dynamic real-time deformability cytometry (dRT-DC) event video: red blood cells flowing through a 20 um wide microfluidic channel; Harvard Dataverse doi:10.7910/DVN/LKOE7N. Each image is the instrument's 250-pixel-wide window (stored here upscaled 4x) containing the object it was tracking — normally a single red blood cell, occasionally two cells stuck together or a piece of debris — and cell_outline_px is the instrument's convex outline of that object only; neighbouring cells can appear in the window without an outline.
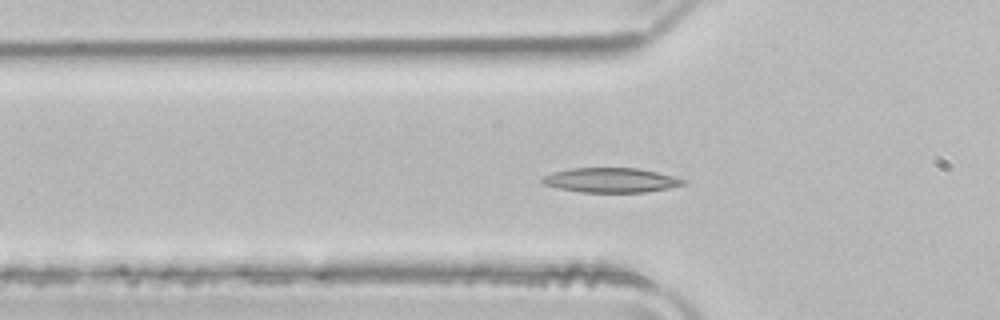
{"species": "common noctule bat (a hibernating species)", "species_latin": "Nyctalus noctula", "temperature_condition": "room temperature", "stored_images_in_passage": 52, "camera_frame_rate_fps": 3000, "um_per_image_px": 0.085, "animal": {"sex": "male", "body_mass_g": 21.5, "forearm_length_mm": 52.0}, "frame": {"image": 1, "passage_image": 16, "time_ms": 5.0, "image_size_px": [1000, 320], "cell_outline_px": [[688, 184], [648, 192], [580, 192], [560, 188], [544, 184], [540, 180], [544, 176], [552, 172], [572, 168], [636, 168], [656, 172], [688, 180]], "centroid_in_image_um": [51.96, 15.31], "position_along_channel_um": 73.8, "area_um2": 20.17}}
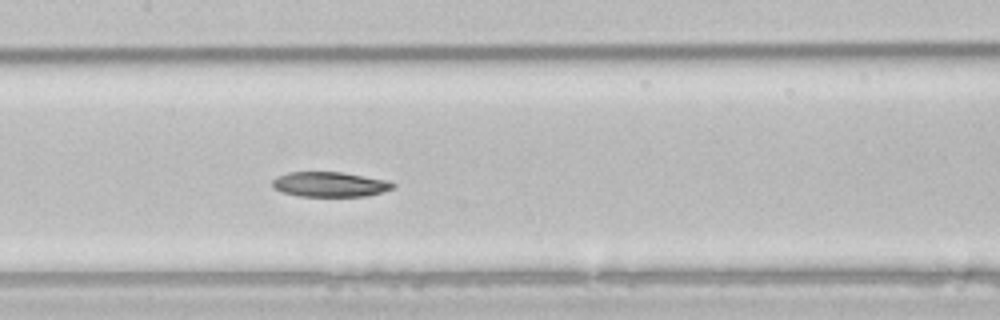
{"frame": {"image": 2, "passage_image": 24, "time_ms": 7.667, "image_size_px": [1000, 320], "cell_outline_px": [[396, 188], [384, 192], [368, 196], [300, 196], [284, 192], [272, 188], [272, 180], [288, 172], [340, 172], [392, 180], [396, 184]], "centroid_in_image_um": [28.14, 15.67], "position_along_channel_um": 179.3, "area_um2": 17.74}}
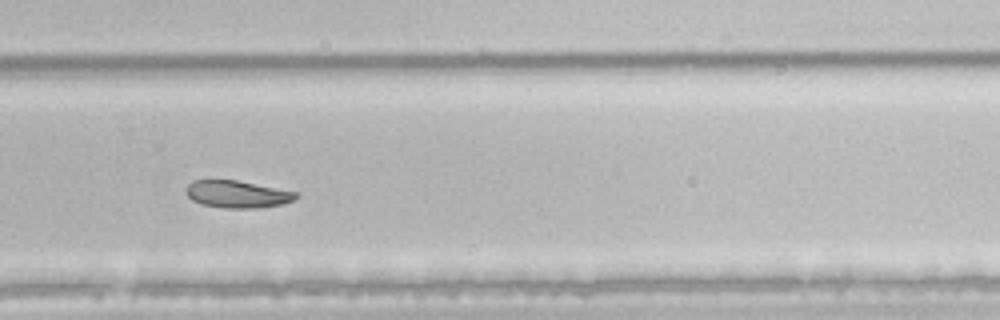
{"frame": {"image": 3, "passage_image": 34, "time_ms": 11.0, "image_size_px": [1000, 320], "cell_outline_px": [[300, 196], [284, 204], [260, 208], [224, 208], [204, 204], [192, 200], [184, 192], [184, 188], [192, 180], [236, 180], [296, 192]], "centroid_in_image_um": [20.14, 16.51], "position_along_channel_um": 309.7, "area_um2": 17.46}, "authors_computed_cell_mechanics": {"area_um2": 19.941, "velocity_mm_per_s": 3.9366, "shape_relaxation_time_tau1_ms": 5.6733, "shape_relaxation_time_tau2_ms": null, "deformation_change_tau1": 0.1231, "deformation_change_tau2": null}}